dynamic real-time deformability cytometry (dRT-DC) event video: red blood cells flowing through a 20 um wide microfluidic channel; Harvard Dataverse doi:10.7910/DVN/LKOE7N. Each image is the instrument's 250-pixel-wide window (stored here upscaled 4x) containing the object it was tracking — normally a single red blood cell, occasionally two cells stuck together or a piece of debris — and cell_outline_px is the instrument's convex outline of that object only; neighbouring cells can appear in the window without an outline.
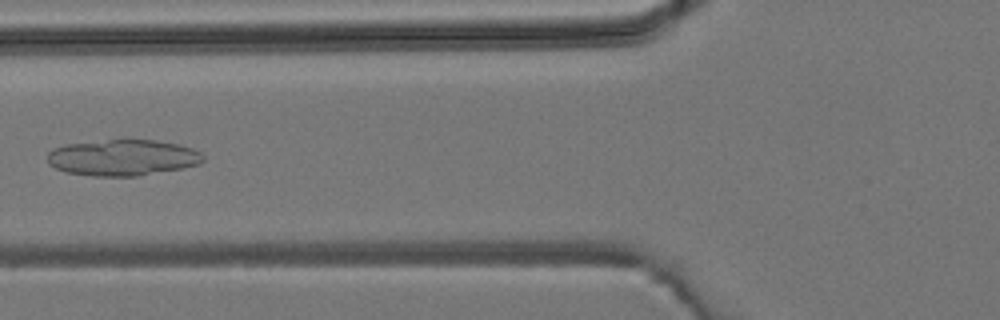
{"species": "common noctule bat (a hibernating species)", "species_latin": "Nyctalus noctula", "temperature_condition": "room temperature", "stored_images_in_passage": 5, "camera_frame_rate_fps": 3000, "um_per_image_px": 0.085, "animal": {"sex": "male", "body_mass_g": 19.2, "forearm_length_mm": 51.8}, "frame": {"image": 1, "passage_image": 5, "time_ms": 4.667, "image_size_px": [1000, 320], "cell_outline_px": [[204, 160], [200, 164], [180, 168], [136, 176], [92, 176], [64, 172], [48, 164], [48, 152], [52, 148], [64, 144], [124, 136], [128, 136], [156, 140], [180, 144], [192, 148], [200, 152], [204, 156]], "centroid_in_image_um": [10.39, 13.34], "position_along_channel_um": 115.4, "area_um2": 33.99}}